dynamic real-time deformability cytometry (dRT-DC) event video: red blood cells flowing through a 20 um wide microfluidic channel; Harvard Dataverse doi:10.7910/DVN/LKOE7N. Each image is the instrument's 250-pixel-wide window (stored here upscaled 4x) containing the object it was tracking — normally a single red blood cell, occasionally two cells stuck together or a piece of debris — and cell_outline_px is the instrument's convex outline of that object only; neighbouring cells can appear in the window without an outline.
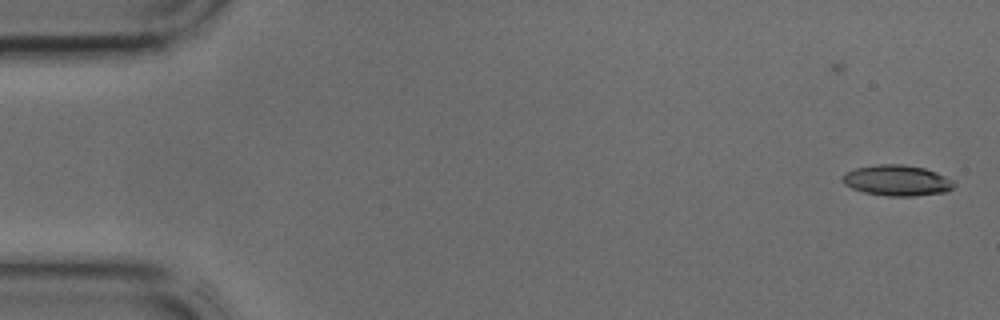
{"species": "common noctule bat (a hibernating species)", "species_latin": "Nyctalus noctula", "temperature_condition": "cold", "stored_images_in_passage": 43, "segment_of_instrument_passage": [1, 2], "camera_frame_rate_fps": 3000, "um_per_image_px": 0.085, "animal": {"sex": "male", "body_mass_g": 17.9, "forearm_length_mm": 54.2}, "frame": {"image": 1, "passage_image": 1, "time_ms": 0.0, "image_size_px": [1000, 320], "cell_outline_px": [[956, 184], [952, 188], [944, 192], [916, 196], [888, 196], [864, 192], [852, 188], [844, 184], [840, 180], [840, 176], [856, 168], [876, 164], [904, 164], [924, 168], [936, 172], [952, 180]], "centroid_in_image_um": [76.22, 15.33], "position_along_channel_um": 8.8, "area_um2": 20.0}}
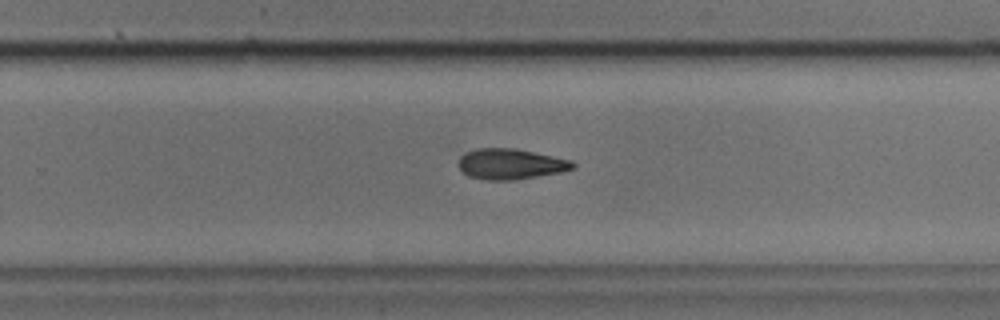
{"frame": {"image": 2, "passage_image": 27, "time_ms": 8.667, "image_size_px": [1000, 320], "cell_outline_px": [[576, 168], [560, 172], [512, 180], [488, 180], [468, 176], [460, 168], [460, 156], [464, 152], [476, 148], [516, 148], [572, 160], [576, 164]], "centroid_in_image_um": [43.42, 13.93], "position_along_channel_um": 286.4, "area_um2": 20.35}}
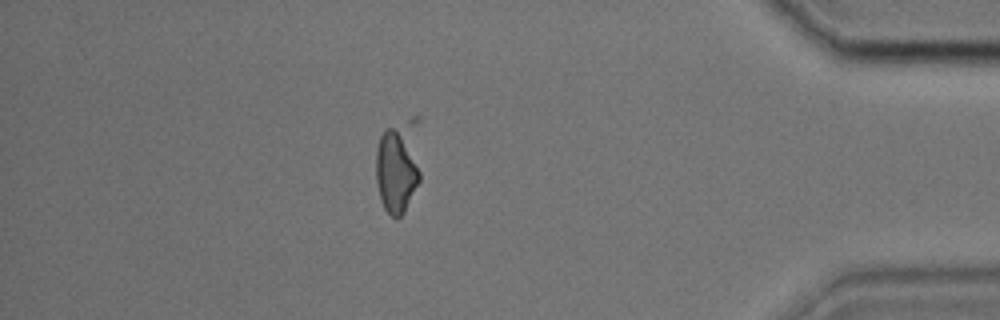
{"frame": {"image": 3, "passage_image": 37, "time_ms": 12.0, "image_size_px": [1000, 320], "cell_outline_px": [[420, 180], [404, 212], [396, 220], [384, 208], [380, 200], [376, 180], [376, 148], [380, 136], [384, 128], [412, 116], [420, 116]], "centroid_in_image_um": [33.88, 13.99], "position_along_channel_um": 401.3, "area_um2": 25.78}}